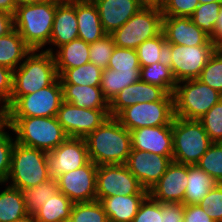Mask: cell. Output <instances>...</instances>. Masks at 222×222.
Returning a JSON list of instances; mask_svg holds the SVG:
<instances>
[{"mask_svg": "<svg viewBox=\"0 0 222 222\" xmlns=\"http://www.w3.org/2000/svg\"><path fill=\"white\" fill-rule=\"evenodd\" d=\"M63 101L59 77L49 86L20 96L8 109V117H53Z\"/></svg>", "mask_w": 222, "mask_h": 222, "instance_id": "cell-10", "label": "cell"}, {"mask_svg": "<svg viewBox=\"0 0 222 222\" xmlns=\"http://www.w3.org/2000/svg\"><path fill=\"white\" fill-rule=\"evenodd\" d=\"M47 157L48 153L43 150L15 142L10 172L5 183L12 180L10 186L22 191L49 180L51 177L48 174Z\"/></svg>", "mask_w": 222, "mask_h": 222, "instance_id": "cell-5", "label": "cell"}, {"mask_svg": "<svg viewBox=\"0 0 222 222\" xmlns=\"http://www.w3.org/2000/svg\"><path fill=\"white\" fill-rule=\"evenodd\" d=\"M61 222H75L74 219L70 216L66 219H63Z\"/></svg>", "mask_w": 222, "mask_h": 222, "instance_id": "cell-58", "label": "cell"}, {"mask_svg": "<svg viewBox=\"0 0 222 222\" xmlns=\"http://www.w3.org/2000/svg\"><path fill=\"white\" fill-rule=\"evenodd\" d=\"M196 165L222 184V142L212 143Z\"/></svg>", "mask_w": 222, "mask_h": 222, "instance_id": "cell-38", "label": "cell"}, {"mask_svg": "<svg viewBox=\"0 0 222 222\" xmlns=\"http://www.w3.org/2000/svg\"><path fill=\"white\" fill-rule=\"evenodd\" d=\"M162 32L167 44L185 46L217 45L209 35L193 23L191 17L163 16Z\"/></svg>", "mask_w": 222, "mask_h": 222, "instance_id": "cell-19", "label": "cell"}, {"mask_svg": "<svg viewBox=\"0 0 222 222\" xmlns=\"http://www.w3.org/2000/svg\"><path fill=\"white\" fill-rule=\"evenodd\" d=\"M140 80L163 88L173 94L177 82L166 60L140 68Z\"/></svg>", "mask_w": 222, "mask_h": 222, "instance_id": "cell-31", "label": "cell"}, {"mask_svg": "<svg viewBox=\"0 0 222 222\" xmlns=\"http://www.w3.org/2000/svg\"><path fill=\"white\" fill-rule=\"evenodd\" d=\"M199 5V0H165L161 9L163 16L191 17Z\"/></svg>", "mask_w": 222, "mask_h": 222, "instance_id": "cell-45", "label": "cell"}, {"mask_svg": "<svg viewBox=\"0 0 222 222\" xmlns=\"http://www.w3.org/2000/svg\"><path fill=\"white\" fill-rule=\"evenodd\" d=\"M174 101L173 94L163 88L141 80L121 90L109 103L110 117H116L123 109L144 102Z\"/></svg>", "mask_w": 222, "mask_h": 222, "instance_id": "cell-18", "label": "cell"}, {"mask_svg": "<svg viewBox=\"0 0 222 222\" xmlns=\"http://www.w3.org/2000/svg\"><path fill=\"white\" fill-rule=\"evenodd\" d=\"M172 161L173 157L131 148L126 166L140 185L149 191L159 181Z\"/></svg>", "mask_w": 222, "mask_h": 222, "instance_id": "cell-16", "label": "cell"}, {"mask_svg": "<svg viewBox=\"0 0 222 222\" xmlns=\"http://www.w3.org/2000/svg\"><path fill=\"white\" fill-rule=\"evenodd\" d=\"M161 10L141 8L124 25L110 34L117 47L136 49L145 40L162 32Z\"/></svg>", "mask_w": 222, "mask_h": 222, "instance_id": "cell-8", "label": "cell"}, {"mask_svg": "<svg viewBox=\"0 0 222 222\" xmlns=\"http://www.w3.org/2000/svg\"><path fill=\"white\" fill-rule=\"evenodd\" d=\"M174 115L199 120L222 98V94L199 79L178 82L173 93Z\"/></svg>", "mask_w": 222, "mask_h": 222, "instance_id": "cell-7", "label": "cell"}, {"mask_svg": "<svg viewBox=\"0 0 222 222\" xmlns=\"http://www.w3.org/2000/svg\"><path fill=\"white\" fill-rule=\"evenodd\" d=\"M107 68L125 73H140L136 49L115 46Z\"/></svg>", "mask_w": 222, "mask_h": 222, "instance_id": "cell-37", "label": "cell"}, {"mask_svg": "<svg viewBox=\"0 0 222 222\" xmlns=\"http://www.w3.org/2000/svg\"><path fill=\"white\" fill-rule=\"evenodd\" d=\"M222 2L199 4L195 9L191 20L193 23L211 37L214 41V31Z\"/></svg>", "mask_w": 222, "mask_h": 222, "instance_id": "cell-36", "label": "cell"}, {"mask_svg": "<svg viewBox=\"0 0 222 222\" xmlns=\"http://www.w3.org/2000/svg\"><path fill=\"white\" fill-rule=\"evenodd\" d=\"M75 222H109L100 201L74 203L70 215Z\"/></svg>", "mask_w": 222, "mask_h": 222, "instance_id": "cell-40", "label": "cell"}, {"mask_svg": "<svg viewBox=\"0 0 222 222\" xmlns=\"http://www.w3.org/2000/svg\"><path fill=\"white\" fill-rule=\"evenodd\" d=\"M78 38L93 43L105 35L98 10L93 1H76Z\"/></svg>", "mask_w": 222, "mask_h": 222, "instance_id": "cell-23", "label": "cell"}, {"mask_svg": "<svg viewBox=\"0 0 222 222\" xmlns=\"http://www.w3.org/2000/svg\"><path fill=\"white\" fill-rule=\"evenodd\" d=\"M66 1L73 2V1H93V0H66Z\"/></svg>", "mask_w": 222, "mask_h": 222, "instance_id": "cell-59", "label": "cell"}, {"mask_svg": "<svg viewBox=\"0 0 222 222\" xmlns=\"http://www.w3.org/2000/svg\"><path fill=\"white\" fill-rule=\"evenodd\" d=\"M118 195H148L126 164L100 165L96 175V200Z\"/></svg>", "mask_w": 222, "mask_h": 222, "instance_id": "cell-11", "label": "cell"}, {"mask_svg": "<svg viewBox=\"0 0 222 222\" xmlns=\"http://www.w3.org/2000/svg\"><path fill=\"white\" fill-rule=\"evenodd\" d=\"M198 121L213 143L222 142V98Z\"/></svg>", "mask_w": 222, "mask_h": 222, "instance_id": "cell-42", "label": "cell"}, {"mask_svg": "<svg viewBox=\"0 0 222 222\" xmlns=\"http://www.w3.org/2000/svg\"><path fill=\"white\" fill-rule=\"evenodd\" d=\"M16 8L17 4L15 0H0V12H5L14 15Z\"/></svg>", "mask_w": 222, "mask_h": 222, "instance_id": "cell-52", "label": "cell"}, {"mask_svg": "<svg viewBox=\"0 0 222 222\" xmlns=\"http://www.w3.org/2000/svg\"><path fill=\"white\" fill-rule=\"evenodd\" d=\"M31 51L15 28L0 37V65L12 71L20 66L21 60L23 61Z\"/></svg>", "mask_w": 222, "mask_h": 222, "instance_id": "cell-27", "label": "cell"}, {"mask_svg": "<svg viewBox=\"0 0 222 222\" xmlns=\"http://www.w3.org/2000/svg\"><path fill=\"white\" fill-rule=\"evenodd\" d=\"M184 222H216L198 204L184 205Z\"/></svg>", "mask_w": 222, "mask_h": 222, "instance_id": "cell-49", "label": "cell"}, {"mask_svg": "<svg viewBox=\"0 0 222 222\" xmlns=\"http://www.w3.org/2000/svg\"><path fill=\"white\" fill-rule=\"evenodd\" d=\"M28 213L23 192L13 186H6L0 193V222H15Z\"/></svg>", "mask_w": 222, "mask_h": 222, "instance_id": "cell-29", "label": "cell"}, {"mask_svg": "<svg viewBox=\"0 0 222 222\" xmlns=\"http://www.w3.org/2000/svg\"><path fill=\"white\" fill-rule=\"evenodd\" d=\"M73 204L67 196L59 191L33 214L37 222H61L70 217Z\"/></svg>", "mask_w": 222, "mask_h": 222, "instance_id": "cell-30", "label": "cell"}, {"mask_svg": "<svg viewBox=\"0 0 222 222\" xmlns=\"http://www.w3.org/2000/svg\"><path fill=\"white\" fill-rule=\"evenodd\" d=\"M1 103V101H0ZM8 127V112L5 104L0 107V131Z\"/></svg>", "mask_w": 222, "mask_h": 222, "instance_id": "cell-54", "label": "cell"}, {"mask_svg": "<svg viewBox=\"0 0 222 222\" xmlns=\"http://www.w3.org/2000/svg\"><path fill=\"white\" fill-rule=\"evenodd\" d=\"M161 203L149 195L140 204L132 222H161Z\"/></svg>", "mask_w": 222, "mask_h": 222, "instance_id": "cell-46", "label": "cell"}, {"mask_svg": "<svg viewBox=\"0 0 222 222\" xmlns=\"http://www.w3.org/2000/svg\"><path fill=\"white\" fill-rule=\"evenodd\" d=\"M55 12L56 0L17 6L13 15L14 28L32 50H41L49 44Z\"/></svg>", "mask_w": 222, "mask_h": 222, "instance_id": "cell-3", "label": "cell"}, {"mask_svg": "<svg viewBox=\"0 0 222 222\" xmlns=\"http://www.w3.org/2000/svg\"><path fill=\"white\" fill-rule=\"evenodd\" d=\"M161 222H184V204L161 203Z\"/></svg>", "mask_w": 222, "mask_h": 222, "instance_id": "cell-47", "label": "cell"}, {"mask_svg": "<svg viewBox=\"0 0 222 222\" xmlns=\"http://www.w3.org/2000/svg\"><path fill=\"white\" fill-rule=\"evenodd\" d=\"M39 52V53H37ZM58 78L52 52L32 50L13 71L12 93L7 109L20 97L51 85Z\"/></svg>", "mask_w": 222, "mask_h": 222, "instance_id": "cell-2", "label": "cell"}, {"mask_svg": "<svg viewBox=\"0 0 222 222\" xmlns=\"http://www.w3.org/2000/svg\"><path fill=\"white\" fill-rule=\"evenodd\" d=\"M188 183V165L171 162L148 195L160 203H182Z\"/></svg>", "mask_w": 222, "mask_h": 222, "instance_id": "cell-17", "label": "cell"}, {"mask_svg": "<svg viewBox=\"0 0 222 222\" xmlns=\"http://www.w3.org/2000/svg\"><path fill=\"white\" fill-rule=\"evenodd\" d=\"M148 195H118L103 198L102 203L109 222H132L140 204Z\"/></svg>", "mask_w": 222, "mask_h": 222, "instance_id": "cell-25", "label": "cell"}, {"mask_svg": "<svg viewBox=\"0 0 222 222\" xmlns=\"http://www.w3.org/2000/svg\"><path fill=\"white\" fill-rule=\"evenodd\" d=\"M132 149L173 157L172 123L167 126L144 127L130 131Z\"/></svg>", "mask_w": 222, "mask_h": 222, "instance_id": "cell-20", "label": "cell"}, {"mask_svg": "<svg viewBox=\"0 0 222 222\" xmlns=\"http://www.w3.org/2000/svg\"><path fill=\"white\" fill-rule=\"evenodd\" d=\"M108 117L109 109L79 108L62 101L56 118L68 137L86 138Z\"/></svg>", "mask_w": 222, "mask_h": 222, "instance_id": "cell-13", "label": "cell"}, {"mask_svg": "<svg viewBox=\"0 0 222 222\" xmlns=\"http://www.w3.org/2000/svg\"><path fill=\"white\" fill-rule=\"evenodd\" d=\"M102 71L94 63L89 62L79 67L64 69L58 77L61 84L100 86Z\"/></svg>", "mask_w": 222, "mask_h": 222, "instance_id": "cell-33", "label": "cell"}, {"mask_svg": "<svg viewBox=\"0 0 222 222\" xmlns=\"http://www.w3.org/2000/svg\"><path fill=\"white\" fill-rule=\"evenodd\" d=\"M211 2H222V0H199V4L211 3Z\"/></svg>", "mask_w": 222, "mask_h": 222, "instance_id": "cell-57", "label": "cell"}, {"mask_svg": "<svg viewBox=\"0 0 222 222\" xmlns=\"http://www.w3.org/2000/svg\"><path fill=\"white\" fill-rule=\"evenodd\" d=\"M8 128L15 132V142L45 152H51L68 136L53 117H8Z\"/></svg>", "mask_w": 222, "mask_h": 222, "instance_id": "cell-4", "label": "cell"}, {"mask_svg": "<svg viewBox=\"0 0 222 222\" xmlns=\"http://www.w3.org/2000/svg\"><path fill=\"white\" fill-rule=\"evenodd\" d=\"M78 39L76 1L56 0V12L49 44L60 47Z\"/></svg>", "mask_w": 222, "mask_h": 222, "instance_id": "cell-22", "label": "cell"}, {"mask_svg": "<svg viewBox=\"0 0 222 222\" xmlns=\"http://www.w3.org/2000/svg\"><path fill=\"white\" fill-rule=\"evenodd\" d=\"M15 222H37L33 213H28L27 215L19 218Z\"/></svg>", "mask_w": 222, "mask_h": 222, "instance_id": "cell-55", "label": "cell"}, {"mask_svg": "<svg viewBox=\"0 0 222 222\" xmlns=\"http://www.w3.org/2000/svg\"><path fill=\"white\" fill-rule=\"evenodd\" d=\"M85 141L89 159L97 166L126 164L132 148L130 131L115 117H108Z\"/></svg>", "mask_w": 222, "mask_h": 222, "instance_id": "cell-1", "label": "cell"}, {"mask_svg": "<svg viewBox=\"0 0 222 222\" xmlns=\"http://www.w3.org/2000/svg\"><path fill=\"white\" fill-rule=\"evenodd\" d=\"M97 168L90 160L86 165L60 175L56 178L59 191L73 203L95 201Z\"/></svg>", "mask_w": 222, "mask_h": 222, "instance_id": "cell-15", "label": "cell"}, {"mask_svg": "<svg viewBox=\"0 0 222 222\" xmlns=\"http://www.w3.org/2000/svg\"><path fill=\"white\" fill-rule=\"evenodd\" d=\"M111 35H105L100 40L89 44V60L102 70L108 67L110 57L115 49Z\"/></svg>", "mask_w": 222, "mask_h": 222, "instance_id": "cell-41", "label": "cell"}, {"mask_svg": "<svg viewBox=\"0 0 222 222\" xmlns=\"http://www.w3.org/2000/svg\"><path fill=\"white\" fill-rule=\"evenodd\" d=\"M173 162L196 165L213 143L198 120L177 116L172 121Z\"/></svg>", "mask_w": 222, "mask_h": 222, "instance_id": "cell-6", "label": "cell"}, {"mask_svg": "<svg viewBox=\"0 0 222 222\" xmlns=\"http://www.w3.org/2000/svg\"><path fill=\"white\" fill-rule=\"evenodd\" d=\"M44 0H15L17 6L24 5V4H31V3H37Z\"/></svg>", "mask_w": 222, "mask_h": 222, "instance_id": "cell-56", "label": "cell"}, {"mask_svg": "<svg viewBox=\"0 0 222 222\" xmlns=\"http://www.w3.org/2000/svg\"><path fill=\"white\" fill-rule=\"evenodd\" d=\"M14 28L13 15L0 12V37Z\"/></svg>", "mask_w": 222, "mask_h": 222, "instance_id": "cell-50", "label": "cell"}, {"mask_svg": "<svg viewBox=\"0 0 222 222\" xmlns=\"http://www.w3.org/2000/svg\"><path fill=\"white\" fill-rule=\"evenodd\" d=\"M90 161L85 138L68 137L57 148L48 152V174L52 179L76 170Z\"/></svg>", "mask_w": 222, "mask_h": 222, "instance_id": "cell-14", "label": "cell"}, {"mask_svg": "<svg viewBox=\"0 0 222 222\" xmlns=\"http://www.w3.org/2000/svg\"><path fill=\"white\" fill-rule=\"evenodd\" d=\"M13 71L0 65V101L7 104L12 93Z\"/></svg>", "mask_w": 222, "mask_h": 222, "instance_id": "cell-48", "label": "cell"}, {"mask_svg": "<svg viewBox=\"0 0 222 222\" xmlns=\"http://www.w3.org/2000/svg\"><path fill=\"white\" fill-rule=\"evenodd\" d=\"M3 128L0 131V183L6 182V179L10 172L12 151L15 141L4 131Z\"/></svg>", "mask_w": 222, "mask_h": 222, "instance_id": "cell-44", "label": "cell"}, {"mask_svg": "<svg viewBox=\"0 0 222 222\" xmlns=\"http://www.w3.org/2000/svg\"><path fill=\"white\" fill-rule=\"evenodd\" d=\"M142 8H155L161 10L165 0H138Z\"/></svg>", "mask_w": 222, "mask_h": 222, "instance_id": "cell-53", "label": "cell"}, {"mask_svg": "<svg viewBox=\"0 0 222 222\" xmlns=\"http://www.w3.org/2000/svg\"><path fill=\"white\" fill-rule=\"evenodd\" d=\"M174 117V101H156L129 106L115 118L128 131H132L144 127L167 126Z\"/></svg>", "mask_w": 222, "mask_h": 222, "instance_id": "cell-12", "label": "cell"}, {"mask_svg": "<svg viewBox=\"0 0 222 222\" xmlns=\"http://www.w3.org/2000/svg\"><path fill=\"white\" fill-rule=\"evenodd\" d=\"M198 205L216 222H222V184L217 183Z\"/></svg>", "mask_w": 222, "mask_h": 222, "instance_id": "cell-43", "label": "cell"}, {"mask_svg": "<svg viewBox=\"0 0 222 222\" xmlns=\"http://www.w3.org/2000/svg\"><path fill=\"white\" fill-rule=\"evenodd\" d=\"M214 42L219 46L222 47V7L218 16V20L215 26L214 31Z\"/></svg>", "mask_w": 222, "mask_h": 222, "instance_id": "cell-51", "label": "cell"}, {"mask_svg": "<svg viewBox=\"0 0 222 222\" xmlns=\"http://www.w3.org/2000/svg\"><path fill=\"white\" fill-rule=\"evenodd\" d=\"M140 80V73H125L106 68L102 71L100 88L110 103L125 87Z\"/></svg>", "mask_w": 222, "mask_h": 222, "instance_id": "cell-32", "label": "cell"}, {"mask_svg": "<svg viewBox=\"0 0 222 222\" xmlns=\"http://www.w3.org/2000/svg\"><path fill=\"white\" fill-rule=\"evenodd\" d=\"M63 101L79 108L109 109V102L100 86L61 84Z\"/></svg>", "mask_w": 222, "mask_h": 222, "instance_id": "cell-24", "label": "cell"}, {"mask_svg": "<svg viewBox=\"0 0 222 222\" xmlns=\"http://www.w3.org/2000/svg\"><path fill=\"white\" fill-rule=\"evenodd\" d=\"M56 53L52 48L44 51L52 52L57 74L59 75L64 69L75 68L87 64L89 60V43L82 39H75L71 42L58 47Z\"/></svg>", "mask_w": 222, "mask_h": 222, "instance_id": "cell-26", "label": "cell"}, {"mask_svg": "<svg viewBox=\"0 0 222 222\" xmlns=\"http://www.w3.org/2000/svg\"><path fill=\"white\" fill-rule=\"evenodd\" d=\"M26 209L29 213H34L39 207L59 192L57 180L50 178L37 186L22 190Z\"/></svg>", "mask_w": 222, "mask_h": 222, "instance_id": "cell-34", "label": "cell"}, {"mask_svg": "<svg viewBox=\"0 0 222 222\" xmlns=\"http://www.w3.org/2000/svg\"><path fill=\"white\" fill-rule=\"evenodd\" d=\"M218 45H166V61L176 82L198 79Z\"/></svg>", "mask_w": 222, "mask_h": 222, "instance_id": "cell-9", "label": "cell"}, {"mask_svg": "<svg viewBox=\"0 0 222 222\" xmlns=\"http://www.w3.org/2000/svg\"><path fill=\"white\" fill-rule=\"evenodd\" d=\"M166 39L161 32L158 36L145 40L137 48V56L141 67L166 60Z\"/></svg>", "mask_w": 222, "mask_h": 222, "instance_id": "cell-35", "label": "cell"}, {"mask_svg": "<svg viewBox=\"0 0 222 222\" xmlns=\"http://www.w3.org/2000/svg\"><path fill=\"white\" fill-rule=\"evenodd\" d=\"M198 79L222 94V47L210 56Z\"/></svg>", "mask_w": 222, "mask_h": 222, "instance_id": "cell-39", "label": "cell"}, {"mask_svg": "<svg viewBox=\"0 0 222 222\" xmlns=\"http://www.w3.org/2000/svg\"><path fill=\"white\" fill-rule=\"evenodd\" d=\"M216 184L217 182L197 165H188V183L183 204H198Z\"/></svg>", "mask_w": 222, "mask_h": 222, "instance_id": "cell-28", "label": "cell"}, {"mask_svg": "<svg viewBox=\"0 0 222 222\" xmlns=\"http://www.w3.org/2000/svg\"><path fill=\"white\" fill-rule=\"evenodd\" d=\"M103 30L110 35L124 25L142 7L138 0H93Z\"/></svg>", "mask_w": 222, "mask_h": 222, "instance_id": "cell-21", "label": "cell"}]
</instances>
